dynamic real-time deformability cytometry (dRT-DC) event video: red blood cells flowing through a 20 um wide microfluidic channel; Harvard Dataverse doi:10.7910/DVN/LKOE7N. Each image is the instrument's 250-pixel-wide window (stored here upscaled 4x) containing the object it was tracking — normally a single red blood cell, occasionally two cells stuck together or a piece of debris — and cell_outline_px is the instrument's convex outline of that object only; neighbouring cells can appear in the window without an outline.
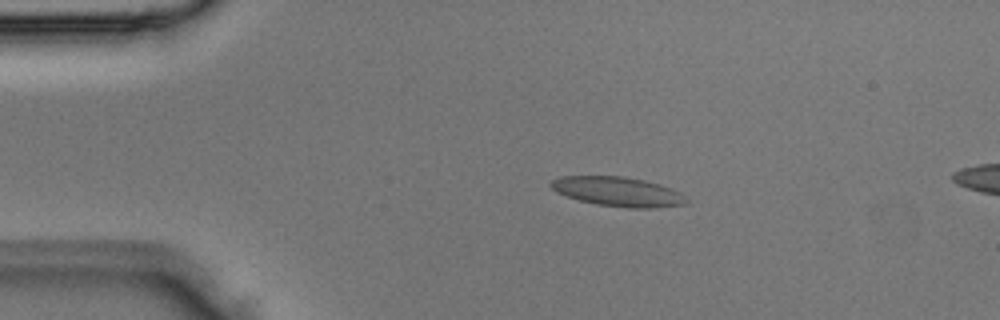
{"species": "Egyptian fruit bat (a non-hibernating species)", "species_latin": "Rousettus aegyptiacus", "temperature_condition": "room temperature", "stored_images_in_passage": 3, "camera_frame_rate_fps": 3000, "um_per_image_px": 0.085, "animal": {"sex": "male"}, "frame": {"image": 1, "passage_image": 2, "time_ms": 0.333, "image_size_px": [1000, 320], "cell_outline_px": [[688, 200], [684, 204], [652, 208], [628, 208], [596, 204], [580, 200], [556, 192], [548, 184], [552, 180], [560, 176], [624, 176], [644, 180], [660, 184], [672, 188], [680, 192]], "centroid_in_image_um": [52.52, 16.28], "position_along_channel_um": 32.5, "area_um2": 23.24}}